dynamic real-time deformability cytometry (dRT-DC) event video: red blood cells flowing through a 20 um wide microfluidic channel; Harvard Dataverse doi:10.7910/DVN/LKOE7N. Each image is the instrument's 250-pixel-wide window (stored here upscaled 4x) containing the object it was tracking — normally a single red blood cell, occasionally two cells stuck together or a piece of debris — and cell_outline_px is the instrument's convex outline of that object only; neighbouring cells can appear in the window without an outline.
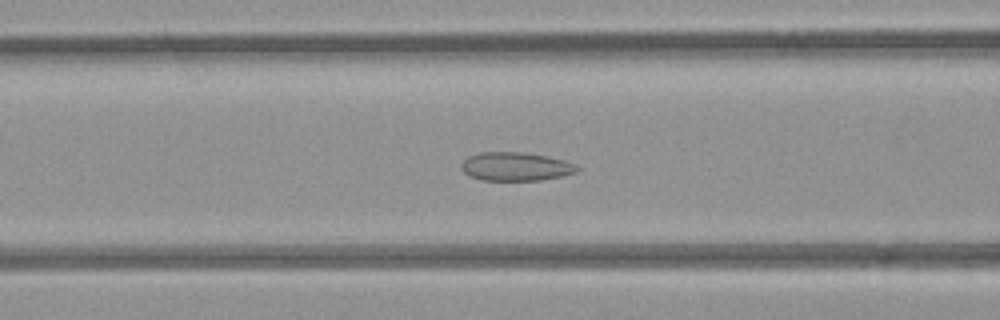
{"species": "common noctule bat (a hibernating species)", "species_latin": "Nyctalus noctula", "temperature_condition": "room temperature", "stored_images_in_passage": 41, "camera_frame_rate_fps": 3000, "um_per_image_px": 0.085, "animal": {"sex": "female", "body_mass_g": 21.9}, "frame": {"image": 1, "passage_image": 13, "time_ms": 4.0, "image_size_px": [1000, 320], "cell_outline_px": [[580, 168], [576, 172], [560, 176], [540, 180], [480, 180], [468, 176], [460, 168], [460, 164], [468, 156], [480, 152], [524, 152], [548, 156], [564, 160], [576, 164]], "centroid_in_image_um": [43.8, 14.15], "position_along_channel_um": 122.8, "area_um2": 19.42}}
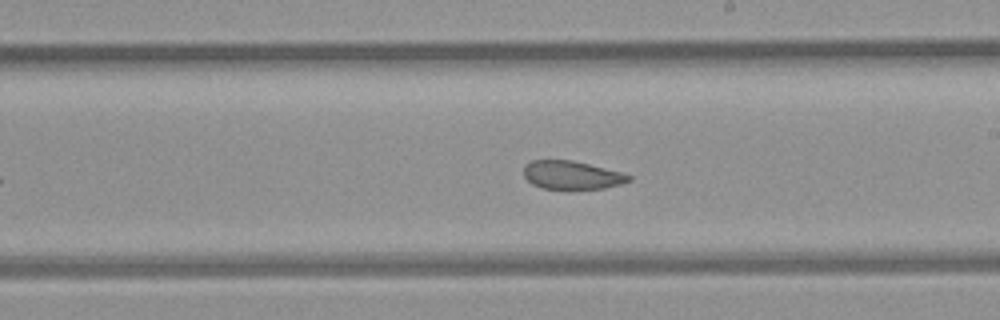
{"frame": {"image": 2, "passage_image": 22, "time_ms": 7.0, "image_size_px": [1000, 320], "cell_outline_px": [[632, 180], [620, 184], [604, 188], [568, 192], [564, 192], [540, 188], [532, 184], [524, 176], [524, 164], [532, 160], [572, 160], [620, 172], [632, 176]], "centroid_in_image_um": [48.57, 14.94], "position_along_channel_um": 240.4, "area_um2": 18.09}}
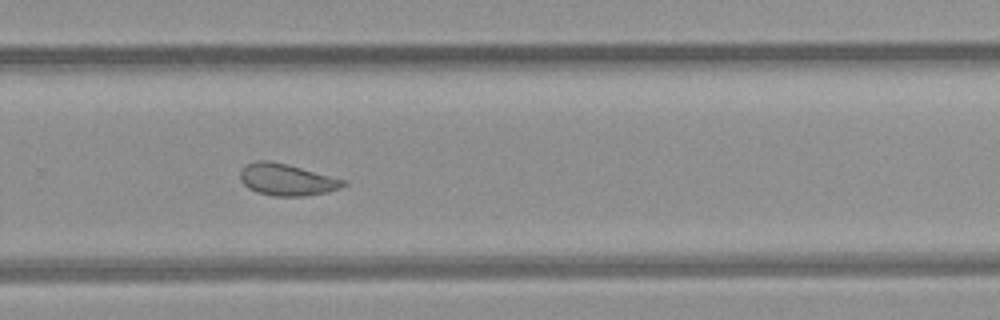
{"frame": {"image": 3, "passage_image": 27, "time_ms": 8.667, "image_size_px": [1000, 320], "cell_outline_px": [[348, 184], [340, 188], [328, 192], [304, 196], [272, 196], [256, 192], [248, 188], [240, 180], [240, 172], [244, 164], [256, 160], [268, 160], [348, 180]], "centroid_in_image_um": [24.37, 15.28], "position_along_channel_um": 305.4, "area_um2": 19.19}, "authors_computed_cell_mechanics": {"area_um2": 20.4612, "velocity_mm_per_s": 3.9222, "shape_relaxation_time_tau1_ms": null, "shape_relaxation_time_tau2_ms": 1.4331, "deformation_change_tau1": null, "deformation_change_tau2": 0.0668}}